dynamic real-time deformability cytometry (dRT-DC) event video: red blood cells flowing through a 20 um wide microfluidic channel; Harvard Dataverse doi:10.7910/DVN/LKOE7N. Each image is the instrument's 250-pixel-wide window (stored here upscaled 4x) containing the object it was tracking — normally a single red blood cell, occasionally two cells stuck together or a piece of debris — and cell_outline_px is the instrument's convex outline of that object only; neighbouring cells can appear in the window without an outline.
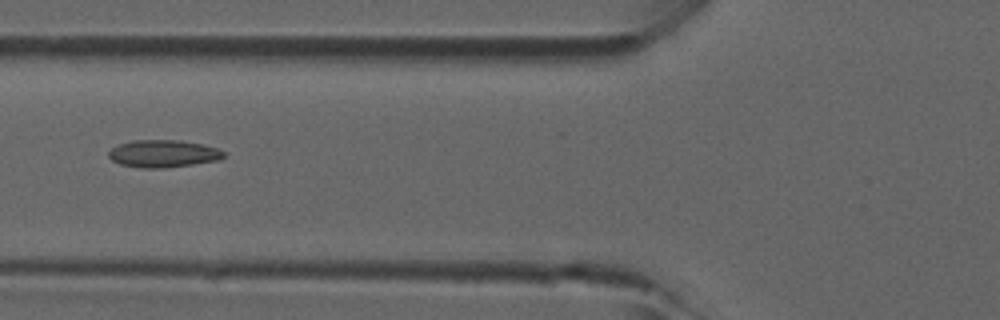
{"species": "common noctule bat (a hibernating species)", "species_latin": "Nyctalus noctula", "temperature_condition": "room temperature", "stored_images_in_passage": 4, "camera_frame_rate_fps": 3000, "um_per_image_px": 0.085, "animal": {"sex": "male", "forearm_length_mm": 52.5}, "frame": {"image": 1, "passage_image": 4, "time_ms": 1.0, "image_size_px": [1000, 320], "cell_outline_px": [[224, 156], [220, 160], [164, 168], [140, 168], [120, 164], [112, 160], [108, 156], [108, 152], [112, 148], [120, 144], [132, 140], [180, 140], [204, 144], [216, 148], [224, 152]], "centroid_in_image_um": [13.87, 13.06], "position_along_channel_um": 111.9, "area_um2": 18.38}}